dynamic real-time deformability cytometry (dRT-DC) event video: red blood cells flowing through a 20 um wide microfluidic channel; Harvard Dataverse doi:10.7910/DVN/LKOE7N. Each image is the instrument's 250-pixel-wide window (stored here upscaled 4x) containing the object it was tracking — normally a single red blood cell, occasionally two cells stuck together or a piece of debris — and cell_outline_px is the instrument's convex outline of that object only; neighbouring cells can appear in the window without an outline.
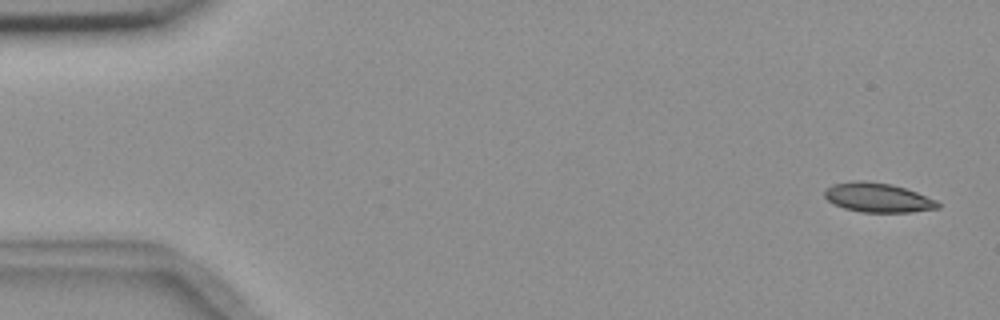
{"species": "common noctule bat (a hibernating species)", "species_latin": "Nyctalus noctula", "temperature_condition": "room temperature", "stored_images_in_passage": 5, "camera_frame_rate_fps": 3000, "um_per_image_px": 0.085, "animal": {"sex": "female", "body_mass_g": 18.4}, "frame": {"image": 1, "passage_image": 1, "time_ms": 0.0, "image_size_px": [1000, 320], "cell_outline_px": [[940, 208], [912, 212], [860, 212], [844, 208], [828, 200], [824, 196], [824, 188], [832, 184], [852, 180], [864, 180], [892, 184], [916, 192], [936, 200], [940, 204]], "centroid_in_image_um": [74.59, 16.78], "position_along_channel_um": 10.4, "area_um2": 19.48}}
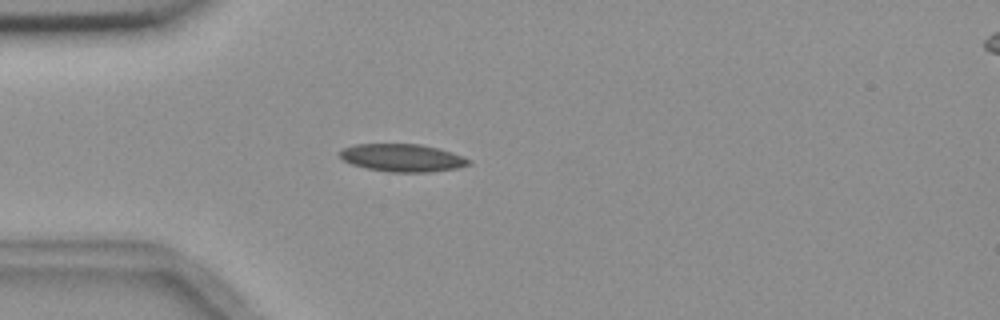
{"frame": {"image": 2, "passage_image": 4, "time_ms": 4.333, "image_size_px": [1000, 320], "cell_outline_px": [[472, 164], [456, 168], [432, 172], [388, 172], [368, 168], [352, 164], [344, 160], [340, 156], [340, 152], [344, 148], [356, 144], [420, 144], [440, 148], [464, 156], [472, 160]], "centroid_in_image_um": [34.27, 13.41], "position_along_channel_um": 50.7, "area_um2": 20.87}}